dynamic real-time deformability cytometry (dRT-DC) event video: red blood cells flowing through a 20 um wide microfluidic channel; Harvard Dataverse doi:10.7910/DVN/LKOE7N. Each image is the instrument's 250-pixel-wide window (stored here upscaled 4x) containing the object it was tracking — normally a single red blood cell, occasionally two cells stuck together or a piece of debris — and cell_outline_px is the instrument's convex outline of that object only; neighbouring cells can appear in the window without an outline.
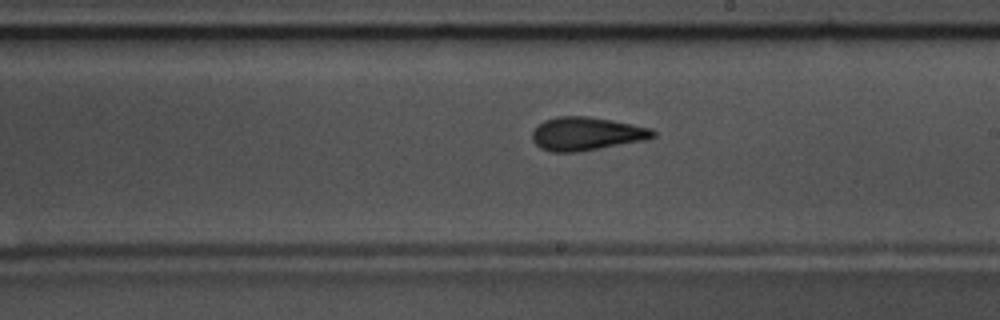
{"species": "common noctule bat (a hibernating species)", "species_latin": "Nyctalus noctula", "temperature_condition": "warm", "stored_images_in_passage": 57, "camera_frame_rate_fps": 3000, "um_per_image_px": 0.085, "animal": {"sex": "male", "body_mass_g": 17.5, "forearm_length_mm": 52.3}, "frame": {"image": 1, "passage_image": 33, "time_ms": 10.667, "image_size_px": [1000, 320], "cell_outline_px": [[656, 136], [648, 140], [576, 152], [552, 152], [540, 148], [532, 140], [532, 132], [544, 120], [556, 116], [588, 116], [612, 120], [652, 128], [656, 132]], "centroid_in_image_um": [49.87, 11.37], "position_along_channel_um": 239.1, "area_um2": 23.58}, "authors_computed_cell_mechanics": {"area_um2": 22.4264, "velocity_mm_per_s": 3.6373, "shape_relaxation_time_tau1_ms": 4.7946, "shape_relaxation_time_tau2_ms": 2.6526, "deformation_change_tau1": 0.1665, "deformation_change_tau2": 0.1091}}